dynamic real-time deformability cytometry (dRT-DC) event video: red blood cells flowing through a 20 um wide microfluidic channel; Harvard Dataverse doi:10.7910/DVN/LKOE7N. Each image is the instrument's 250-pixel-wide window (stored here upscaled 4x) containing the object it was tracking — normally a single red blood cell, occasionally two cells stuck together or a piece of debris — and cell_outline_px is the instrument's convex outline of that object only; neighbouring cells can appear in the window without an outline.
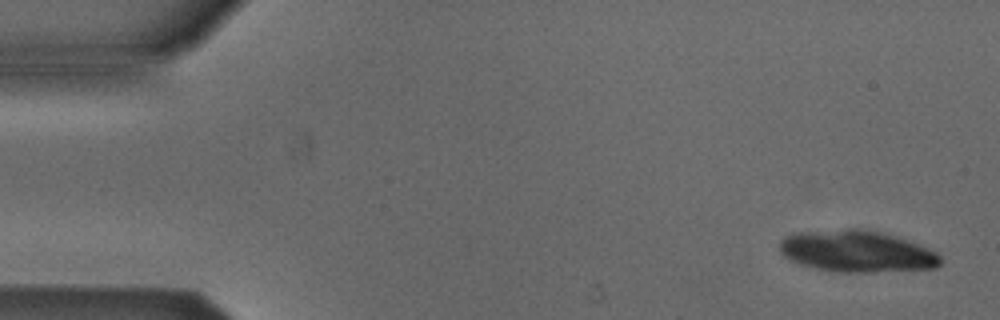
{"species": "Egyptian fruit bat (a non-hibernating species)", "species_latin": "Rousettus aegyptiacus", "temperature_condition": "cold", "stored_images_in_passage": 5, "camera_frame_rate_fps": 3000, "um_per_image_px": 0.085, "animal": {"sex": "male"}, "frame": {"image": 1, "passage_image": 1, "time_ms": 0.0, "image_size_px": [1000, 320], "cell_outline_px": [[940, 264], [936, 268], [872, 272], [840, 272], [812, 268], [788, 260], [776, 248], [780, 240], [784, 236], [792, 232], [848, 228], [860, 228], [884, 232], [920, 244], [936, 252], [940, 256]], "centroid_in_image_um": [72.76, 21.34], "position_along_channel_um": 12.2, "area_um2": 39.77}}
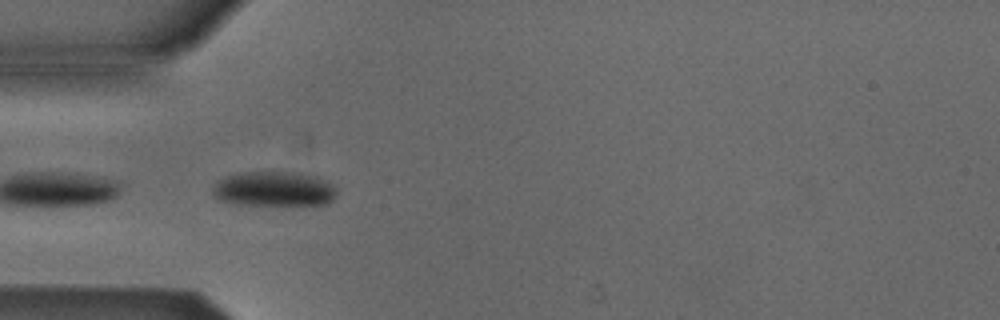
{"frame": {"image": 2, "passage_image": 4, "time_ms": 4.667, "image_size_px": [1000, 320], "cell_outline_px": [[336, 192], [332, 200], [328, 204], [236, 204], [216, 200], [212, 192], [212, 188], [224, 176], [244, 172], [284, 172], [316, 176], [332, 184], [336, 188]], "centroid_in_image_um": [23.25, 16.06], "position_along_channel_um": 61.8, "area_um2": 24.91}}